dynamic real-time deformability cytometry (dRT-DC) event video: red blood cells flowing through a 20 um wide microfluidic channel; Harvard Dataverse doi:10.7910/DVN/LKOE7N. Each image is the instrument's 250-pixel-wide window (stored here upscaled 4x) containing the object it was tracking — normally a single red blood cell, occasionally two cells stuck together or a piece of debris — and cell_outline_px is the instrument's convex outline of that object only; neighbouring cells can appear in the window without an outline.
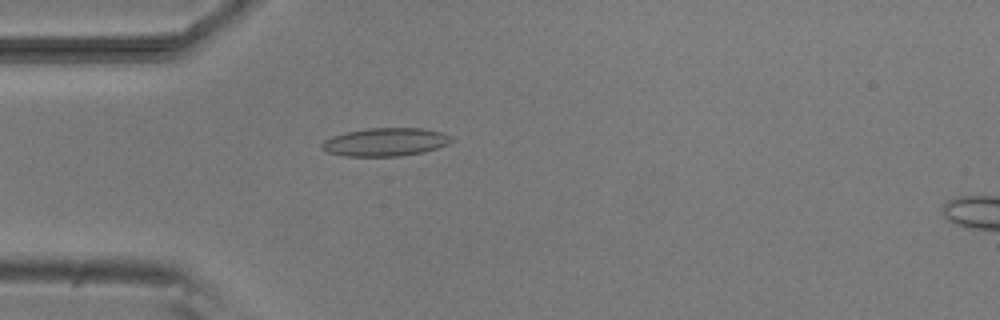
{"species": "common noctule bat (a hibernating species)", "species_latin": "Nyctalus noctula", "temperature_condition": "room temperature", "stored_images_in_passage": 5, "camera_frame_rate_fps": 3000, "um_per_image_px": 0.085, "animal": {"sex": "male", "body_mass_g": 20.5, "forearm_length_mm": 52.5}, "frame": {"image": 1, "passage_image": 4, "time_ms": 3.333, "image_size_px": [1000, 320], "cell_outline_px": [[452, 140], [448, 144], [424, 152], [400, 156], [344, 156], [328, 152], [320, 148], [320, 144], [324, 140], [332, 136], [348, 132], [368, 128], [424, 128], [440, 132], [452, 136]], "centroid_in_image_um": [32.75, 12.07], "position_along_channel_um": 52.3, "area_um2": 21.27}}